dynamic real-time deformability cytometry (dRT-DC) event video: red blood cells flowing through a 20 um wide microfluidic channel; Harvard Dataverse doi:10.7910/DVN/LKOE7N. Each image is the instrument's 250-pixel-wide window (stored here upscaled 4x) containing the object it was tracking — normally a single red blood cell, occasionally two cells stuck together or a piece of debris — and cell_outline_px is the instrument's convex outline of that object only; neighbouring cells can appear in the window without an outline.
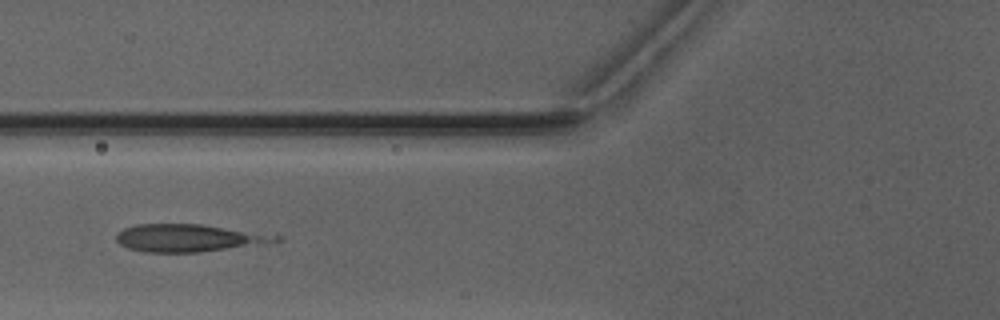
{"species": "Egyptian fruit bat (a non-hibernating species)", "species_latin": "Rousettus aegyptiacus", "temperature_condition": "warm", "stored_images_in_passage": 6, "camera_frame_rate_fps": 3000, "um_per_image_px": 0.085, "animal": {"sex": "male"}, "frame": {"image": 1, "passage_image": 6, "time_ms": 6.667, "image_size_px": [1000, 320], "cell_outline_px": [[284, 240], [196, 252], [144, 252], [128, 248], [120, 244], [116, 240], [116, 236], [124, 228], [136, 224], [200, 224], [284, 236]], "centroid_in_image_um": [15.99, 20.22], "position_along_channel_um": 109.8, "area_um2": 25.03}}